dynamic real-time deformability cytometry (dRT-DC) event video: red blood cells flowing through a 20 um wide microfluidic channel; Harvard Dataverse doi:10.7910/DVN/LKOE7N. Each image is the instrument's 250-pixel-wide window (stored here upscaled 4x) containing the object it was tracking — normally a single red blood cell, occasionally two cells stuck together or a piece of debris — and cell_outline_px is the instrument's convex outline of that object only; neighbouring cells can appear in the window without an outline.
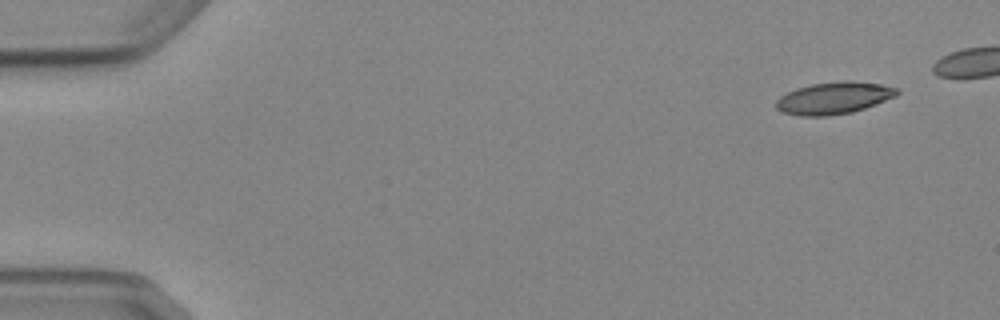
{"species": "Egyptian fruit bat (a non-hibernating species)", "species_latin": "Rousettus aegyptiacus", "temperature_condition": "cold", "stored_images_in_passage": 8, "camera_frame_rate_fps": 3000, "um_per_image_px": 0.085, "animal": {"sex": "female"}, "frame": {"image": 1, "passage_image": 1, "time_ms": 0.0, "image_size_px": [1000, 320], "cell_outline_px": [[900, 92], [896, 96], [876, 104], [852, 112], [828, 116], [800, 116], [780, 112], [776, 108], [776, 100], [780, 96], [796, 88], [812, 84], [840, 80], [852, 80], [880, 84], [896, 88]], "centroid_in_image_um": [70.86, 8.33], "position_along_channel_um": 14.1, "area_um2": 22.72}}
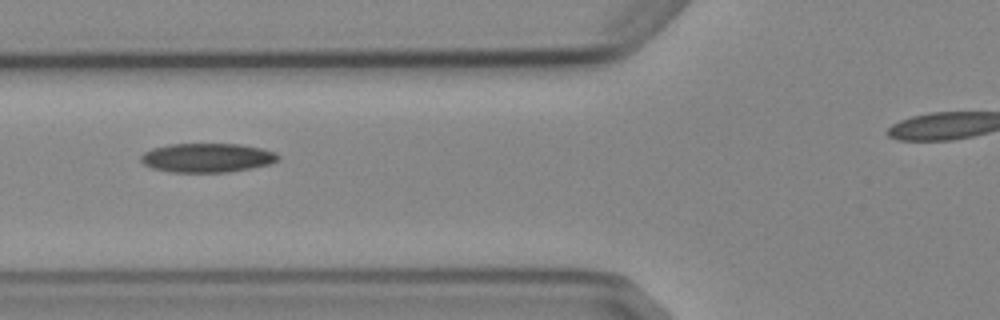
{"frame": {"image": 2, "passage_image": 5, "time_ms": 5.667, "image_size_px": [1000, 320], "cell_outline_px": [[280, 156], [276, 160], [268, 164], [228, 172], [172, 172], [152, 168], [144, 164], [140, 160], [140, 156], [144, 152], [152, 148], [168, 144], [240, 144], [260, 148], [276, 152]], "centroid_in_image_um": [17.56, 13.4], "position_along_channel_um": 108.2, "area_um2": 23.12}}